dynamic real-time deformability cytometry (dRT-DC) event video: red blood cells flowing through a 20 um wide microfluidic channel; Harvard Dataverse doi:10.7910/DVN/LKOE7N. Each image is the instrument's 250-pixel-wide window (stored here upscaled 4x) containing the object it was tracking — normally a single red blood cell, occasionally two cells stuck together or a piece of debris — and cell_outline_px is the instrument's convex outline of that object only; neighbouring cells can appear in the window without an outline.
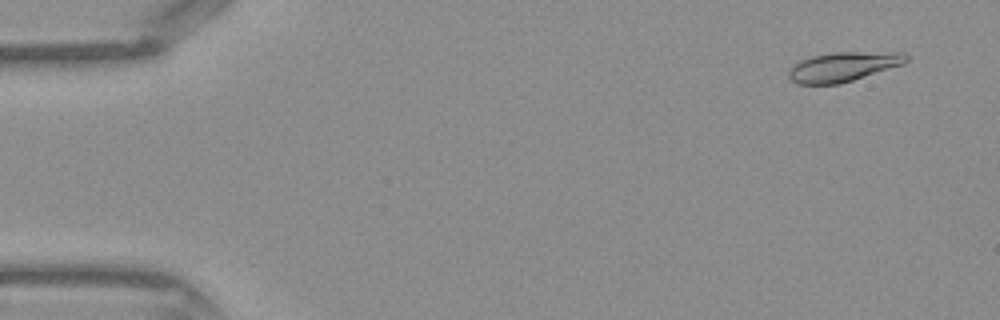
{"species": "Egyptian fruit bat (a non-hibernating species)", "species_latin": "Rousettus aegyptiacus", "temperature_condition": "warm", "stored_images_in_passage": 43, "camera_frame_rate_fps": 3000, "um_per_image_px": 0.085, "frame": {"image": 1, "passage_image": 3, "time_ms": 0.667, "image_size_px": [1000, 320], "cell_outline_px": [[908, 60], [904, 64], [840, 84], [796, 84], [788, 76], [788, 72], [800, 60], [812, 56], [832, 52], [904, 52], [908, 56]], "centroid_in_image_um": [71.7, 5.67], "position_along_channel_um": 13.3, "area_um2": 20.17}}
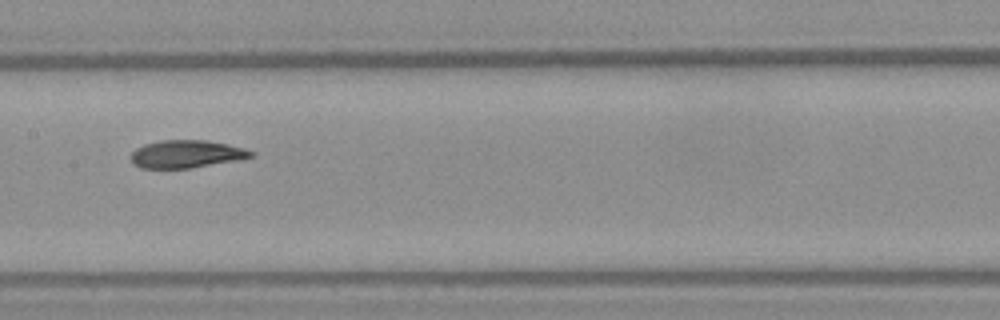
{"frame": {"image": 2, "passage_image": 22, "time_ms": 7.0, "image_size_px": [1000, 320], "cell_outline_px": [[256, 156], [240, 160], [188, 168], [140, 168], [132, 164], [132, 152], [136, 148], [144, 144], [160, 140], [208, 140], [228, 144], [244, 148], [256, 152]], "centroid_in_image_um": [15.89, 13.09], "position_along_channel_um": 191.5, "area_um2": 19.59}}
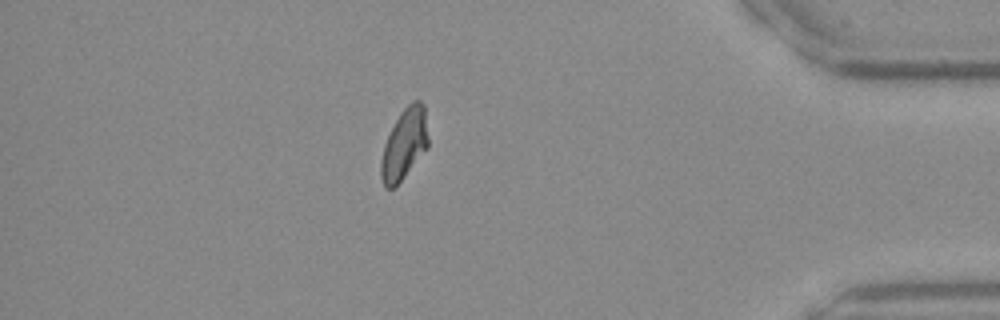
{"frame": {"image": 3, "passage_image": 38, "time_ms": 12.333, "image_size_px": [1000, 320], "cell_outline_px": [[428, 148], [396, 188], [384, 188], [380, 176], [380, 160], [384, 144], [400, 112], [412, 100], [420, 100], [424, 104], [428, 136]], "centroid_in_image_um": [34.36, 12.29], "position_along_channel_um": 400.8, "area_um2": 19.83}}